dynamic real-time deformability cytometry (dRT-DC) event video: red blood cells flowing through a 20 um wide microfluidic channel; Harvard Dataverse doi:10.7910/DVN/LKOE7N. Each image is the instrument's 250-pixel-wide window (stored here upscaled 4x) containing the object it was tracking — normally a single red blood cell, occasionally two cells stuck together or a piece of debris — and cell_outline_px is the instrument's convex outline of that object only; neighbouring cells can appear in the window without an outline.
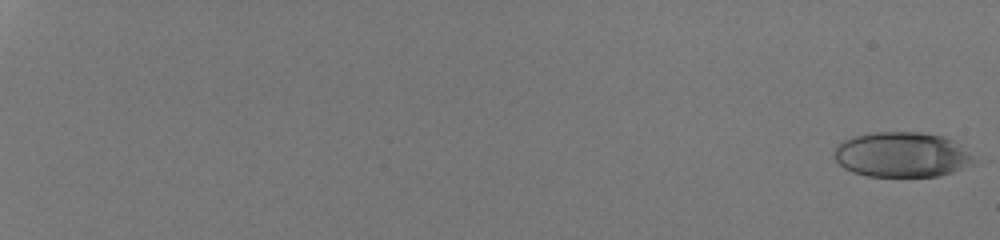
{"species": "human", "species_latin": "Homo sapiens", "temperature_condition": "room temperature", "stored_images_in_passage": 54, "camera_frame_rate_fps": 3000, "um_per_image_px": 0.085, "donor": {"sex": "male"}, "frame": {"image": 1, "passage_image": 1, "time_ms": 0.0, "image_size_px": [1000, 240], "cell_outline_px": [[980, 160], [976, 164], [940, 176], [868, 176], [852, 172], [844, 168], [832, 156], [836, 148], [844, 140], [856, 136], [872, 132], [920, 132], [944, 136], [960, 144]], "centroid_in_image_um": [76.74, 13.15], "position_along_channel_um": 8.3, "area_um2": 37.11}}
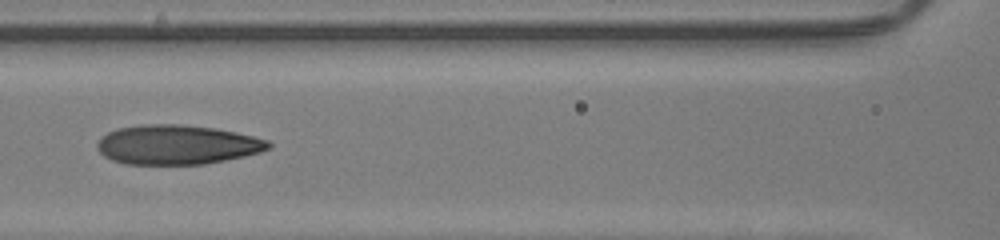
{"frame": {"image": 2, "passage_image": 31, "time_ms": 10.0, "image_size_px": [1000, 240], "cell_outline_px": [[272, 148], [260, 152], [244, 156], [204, 164], [124, 164], [112, 160], [104, 156], [96, 148], [96, 144], [100, 136], [116, 128], [140, 124], [180, 124], [216, 128], [236, 132], [268, 140], [272, 144]], "centroid_in_image_um": [15.02, 12.29], "position_along_channel_um": 151.6, "area_um2": 39.71}}
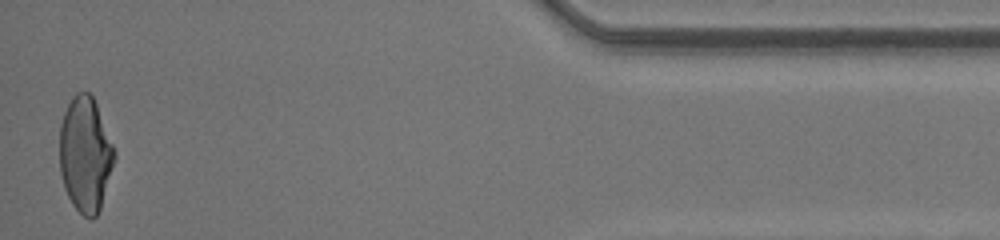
{"frame": {"image": 3, "passage_image": 54, "time_ms": 17.667, "image_size_px": [1000, 240], "cell_outline_px": [[116, 156], [100, 208], [96, 216], [92, 220], [84, 216], [72, 204], [64, 188], [60, 172], [60, 124], [64, 112], [72, 96], [76, 92], [88, 92], [92, 96], [96, 104], [116, 152]], "centroid_in_image_um": [7.24, 13.13], "position_along_channel_um": 428.0, "area_um2": 36.59}, "authors_computed_cell_mechanics": {"area_um2": 38.2636, "velocity_mm_per_s": 4.2913, "shape_relaxation_time_tau1_ms": 10.8326, "shape_relaxation_time_tau2_ms": 1.1177, "deformation_change_tau1": 0.3232, "deformation_change_tau2": 0.0915}}